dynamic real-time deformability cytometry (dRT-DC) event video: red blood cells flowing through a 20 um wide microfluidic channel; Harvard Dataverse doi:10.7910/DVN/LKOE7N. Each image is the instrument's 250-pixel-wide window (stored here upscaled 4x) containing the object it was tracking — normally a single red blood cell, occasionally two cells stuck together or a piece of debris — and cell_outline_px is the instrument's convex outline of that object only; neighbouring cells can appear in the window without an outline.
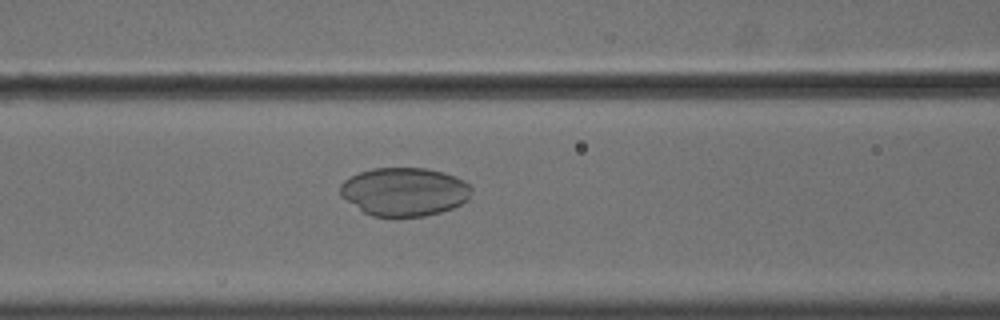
{"species": "common noctule bat (a hibernating species)", "species_latin": "Nyctalus noctula", "temperature_condition": "cold", "stored_images_in_passage": 56, "camera_frame_rate_fps": 3000, "um_per_image_px": 0.085, "animal": {"sex": "male", "body_mass_g": 18.8}, "frame": {"image": 1, "passage_image": 24, "time_ms": 7.667, "image_size_px": [1000, 320], "cell_outline_px": [[472, 188], [468, 200], [452, 208], [440, 212], [424, 216], [372, 216], [364, 212], [340, 196], [340, 184], [344, 180], [360, 172], [372, 168], [424, 168], [444, 172], [464, 180]], "centroid_in_image_um": [34.37, 16.29], "position_along_channel_um": 132.2, "area_um2": 36.93}}
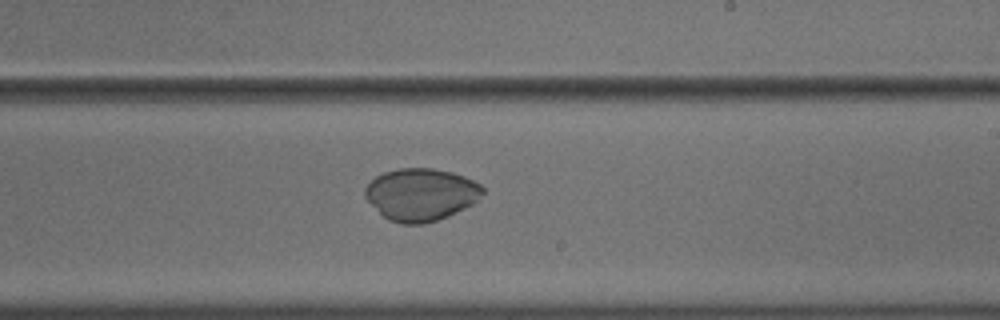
{"frame": {"image": 2, "passage_image": 34, "time_ms": 11.0, "image_size_px": [1000, 320], "cell_outline_px": [[484, 192], [472, 204], [448, 216], [424, 224], [400, 224], [388, 220], [364, 196], [364, 188], [376, 176], [384, 172], [400, 168], [432, 168], [452, 172], [464, 176], [480, 184], [484, 188]], "centroid_in_image_um": [35.78, 16.53], "position_along_channel_um": 253.2, "area_um2": 35.72}}
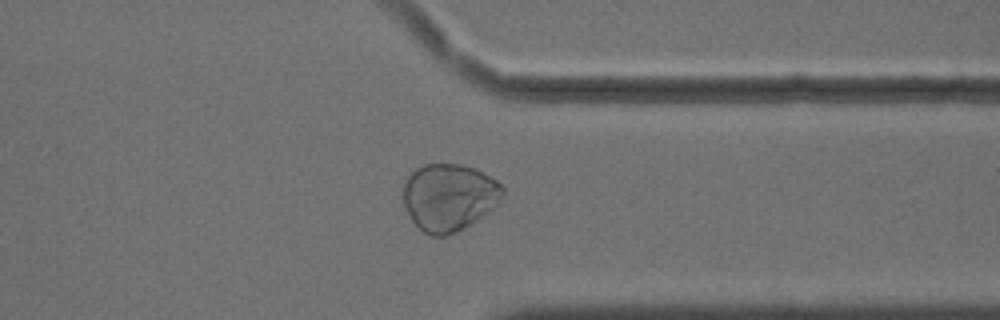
{"frame": {"image": 3, "passage_image": 44, "time_ms": 14.333, "image_size_px": [1000, 320], "cell_outline_px": [[504, 192], [496, 204], [492, 208], [464, 228], [456, 232], [444, 236], [432, 236], [424, 232], [412, 220], [404, 204], [404, 180], [416, 168], [424, 164], [456, 164], [476, 168], [496, 180], [504, 188]], "centroid_in_image_um": [38.15, 16.74], "position_along_channel_um": 373.2, "area_um2": 38.55}}